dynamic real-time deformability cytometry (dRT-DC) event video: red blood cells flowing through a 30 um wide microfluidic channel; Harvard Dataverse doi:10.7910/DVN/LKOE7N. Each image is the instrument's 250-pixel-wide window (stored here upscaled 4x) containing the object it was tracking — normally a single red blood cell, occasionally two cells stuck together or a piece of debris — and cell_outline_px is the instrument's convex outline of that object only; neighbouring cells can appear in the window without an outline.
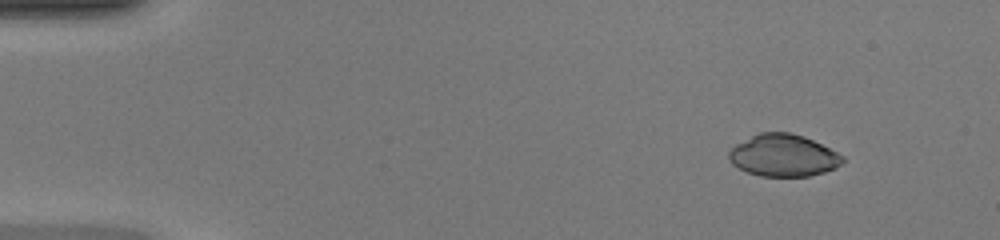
{"species": "common noctule bat (a hibernating species)", "species_latin": "Nyctalus noctula", "temperature_condition": "warm", "stored_images_in_passage": 44, "camera_frame_rate_fps": 3000, "um_per_image_px": 0.085, "animal": {"sex": "female", "body_mass_g": 20.0, "forearm_length_mm": 54.0}, "frame": {"image": 1, "passage_image": 1, "time_ms": 0.0, "image_size_px": [1000, 240], "cell_outline_px": [[844, 160], [836, 168], [824, 172], [808, 176], [760, 176], [748, 172], [732, 164], [728, 160], [728, 152], [736, 144], [760, 132], [788, 132], [804, 136], [844, 156]], "centroid_in_image_um": [66.57, 13.21], "position_along_channel_um": 18.4, "area_um2": 27.69}}
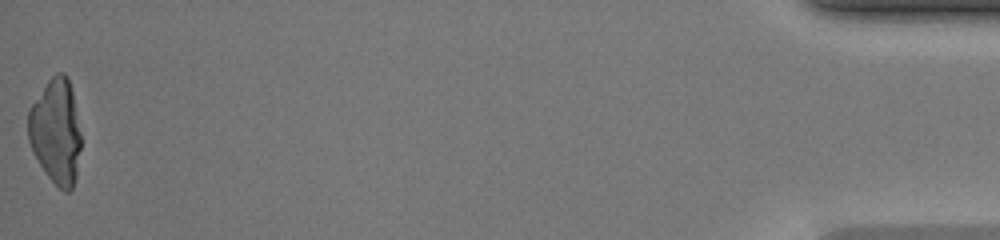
{"frame": {"image": 2, "passage_image": 44, "time_ms": 14.333, "image_size_px": [1000, 240], "cell_outline_px": [[80, 148], [76, 176], [72, 188], [68, 192], [64, 192], [44, 172], [28, 140], [28, 112], [32, 104], [48, 80], [56, 72], [64, 72], [72, 88], [80, 132]], "centroid_in_image_um": [4.75, 11.16], "position_along_channel_um": 430.4, "area_um2": 32.02}}